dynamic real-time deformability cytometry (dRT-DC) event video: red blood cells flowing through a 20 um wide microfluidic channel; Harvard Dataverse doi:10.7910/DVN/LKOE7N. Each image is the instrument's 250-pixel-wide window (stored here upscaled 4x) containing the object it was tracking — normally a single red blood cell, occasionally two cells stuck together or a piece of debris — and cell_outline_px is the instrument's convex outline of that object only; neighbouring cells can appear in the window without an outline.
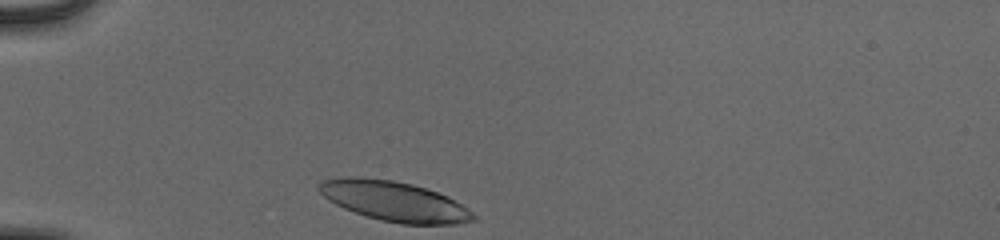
{"species": "human", "species_latin": "Homo sapiens", "temperature_condition": "cold", "stored_images_in_passage": 30, "camera_frame_rate_fps": 3000, "um_per_image_px": 0.085, "donor": {"sex": "male"}, "frame": {"image": 1, "passage_image": 1, "time_ms": 0.0, "image_size_px": [1000, 240], "cell_outline_px": [[476, 220], [456, 224], [400, 224], [380, 220], [344, 208], [328, 200], [316, 188], [320, 180], [348, 176], [356, 176], [392, 180], [412, 184], [436, 192], [460, 204], [472, 212], [476, 216]], "centroid_in_image_um": [33.46, 17.1], "position_along_channel_um": 51.5, "area_um2": 35.6}}
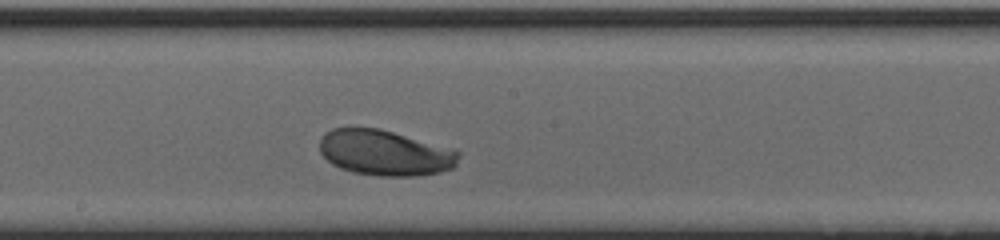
{"frame": {"image": 2, "passage_image": 16, "time_ms": 5.0, "image_size_px": [1000, 240], "cell_outline_px": [[460, 156], [456, 164], [452, 168], [440, 172], [420, 176], [376, 176], [352, 172], [340, 168], [332, 164], [320, 152], [320, 140], [324, 132], [332, 128], [380, 128], [452, 148], [460, 152]], "centroid_in_image_um": [32.73, 12.99], "position_along_channel_um": 215.5, "area_um2": 37.17}}
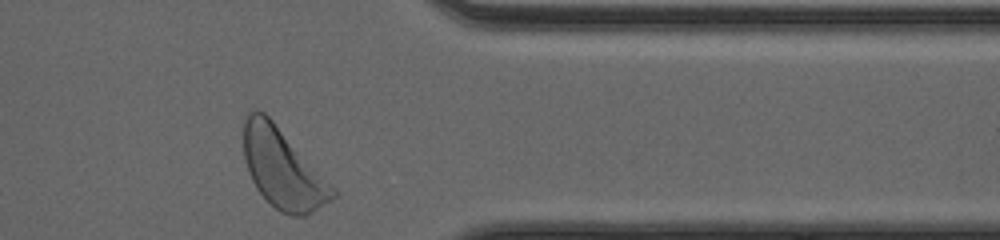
{"frame": {"image": 3, "passage_image": 30, "time_ms": 9.667, "image_size_px": [1000, 240], "cell_outline_px": [[336, 196], [332, 200], [304, 216], [288, 216], [280, 212], [256, 188], [248, 172], [244, 160], [244, 112], [264, 112], [272, 120], [336, 188]], "centroid_in_image_um": [24.03, 14.34], "position_along_channel_um": 387.4, "area_um2": 40.92}, "authors_computed_cell_mechanics": {"area_um2": 36.9342, "velocity_mm_per_s": 3.837, "shape_relaxation_time_tau1_ms": 1.1921, "shape_relaxation_time_tau2_ms": null, "deformation_change_tau1": 0.0986, "deformation_change_tau2": null}}